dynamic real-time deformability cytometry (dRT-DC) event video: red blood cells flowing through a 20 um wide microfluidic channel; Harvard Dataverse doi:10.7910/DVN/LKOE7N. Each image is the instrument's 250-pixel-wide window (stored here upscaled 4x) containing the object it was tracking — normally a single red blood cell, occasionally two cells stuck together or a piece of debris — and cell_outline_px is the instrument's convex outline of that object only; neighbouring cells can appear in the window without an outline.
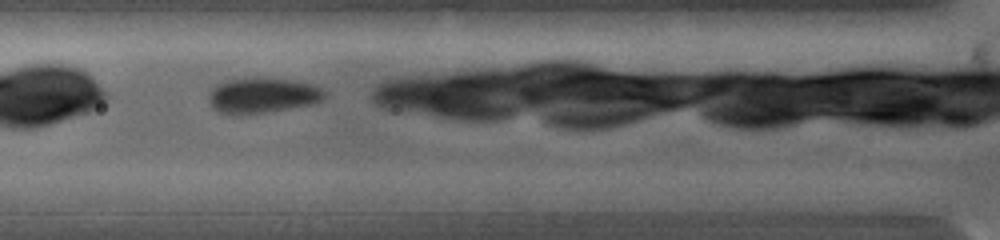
{"species": "common noctule bat (a hibernating species)", "species_latin": "Nyctalus noctula", "temperature_condition": "warm", "stored_images_in_passage": 3, "camera_frame_rate_fps": 5000, "um_per_image_px": 0.085, "animal": {"sex": "female", "body_mass_g": 19.0, "forearm_length_mm": 53.3}, "frame": {"image": 1, "passage_image": 2, "time_ms": 1.0, "image_size_px": [1000, 240], "cell_outline_px": [[328, 92], [320, 100], [312, 104], [268, 112], [236, 116], [232, 116], [220, 112], [212, 108], [208, 100], [208, 92], [216, 84], [228, 80], [248, 76], [260, 76], [292, 80], [312, 84]], "centroid_in_image_um": [22.24, 8.1], "position_along_channel_um": 103.6, "area_um2": 24.62}}